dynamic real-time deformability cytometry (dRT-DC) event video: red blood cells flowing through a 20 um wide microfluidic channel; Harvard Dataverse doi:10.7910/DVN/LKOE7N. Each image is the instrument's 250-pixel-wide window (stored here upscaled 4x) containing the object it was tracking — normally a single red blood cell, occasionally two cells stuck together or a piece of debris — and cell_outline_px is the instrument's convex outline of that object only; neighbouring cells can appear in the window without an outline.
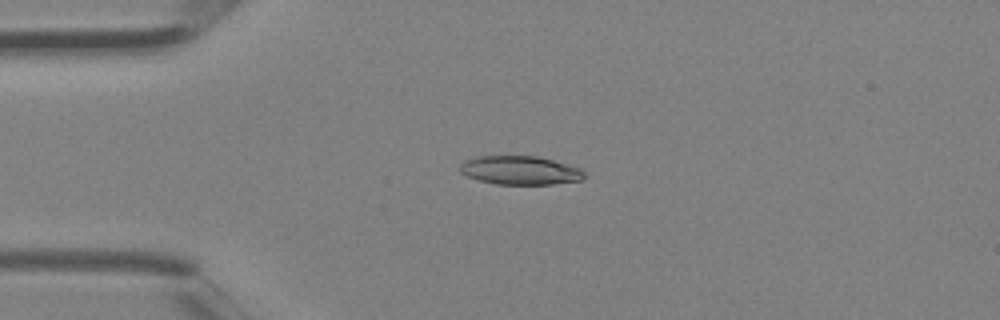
{"species": "Egyptian fruit bat (a non-hibernating species)", "species_latin": "Rousettus aegyptiacus", "temperature_condition": "room temperature", "stored_images_in_passage": 4, "camera_frame_rate_fps": 3000, "um_per_image_px": 0.085, "animal": {"sex": "female"}, "frame": {"image": 1, "passage_image": 3, "time_ms": 0.667, "image_size_px": [1000, 320], "cell_outline_px": [[584, 180], [552, 184], [496, 184], [480, 180], [468, 176], [460, 172], [460, 164], [464, 160], [476, 156], [536, 156], [552, 160], [580, 168], [584, 172]], "centroid_in_image_um": [44.2, 14.47], "position_along_channel_um": 40.8, "area_um2": 20.69}}